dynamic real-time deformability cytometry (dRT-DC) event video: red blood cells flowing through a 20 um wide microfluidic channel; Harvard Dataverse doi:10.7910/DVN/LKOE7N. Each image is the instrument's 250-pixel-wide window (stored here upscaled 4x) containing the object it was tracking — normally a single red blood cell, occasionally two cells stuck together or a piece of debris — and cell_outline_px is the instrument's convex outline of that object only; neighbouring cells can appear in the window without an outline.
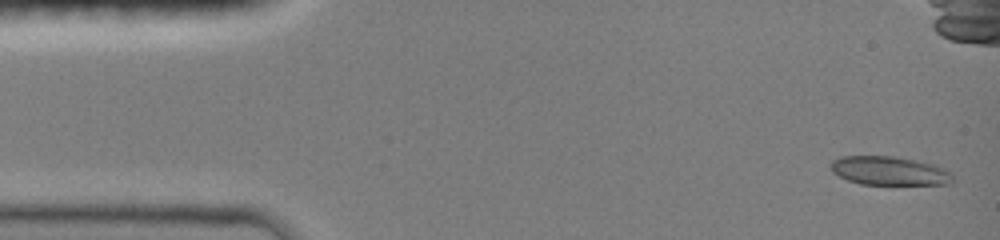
{"species": "common noctule bat (a hibernating species)", "species_latin": "Nyctalus noctula", "temperature_condition": "room temperature", "stored_images_in_passage": 23, "camera_frame_rate_fps": 3000, "um_per_image_px": 0.085, "animal": {"sex": "female", "body_mass_g": 19.0, "forearm_length_mm": 51.5}, "frame": {"image": 1, "passage_image": 1, "time_ms": 0.0, "image_size_px": [1000, 240], "cell_outline_px": [[952, 184], [860, 184], [848, 180], [832, 172], [828, 168], [828, 164], [832, 160], [840, 156], [892, 156], [916, 160], [932, 164], [944, 168], [952, 172]], "centroid_in_image_um": [75.55, 14.51], "position_along_channel_um": 9.5, "area_um2": 20.58}}
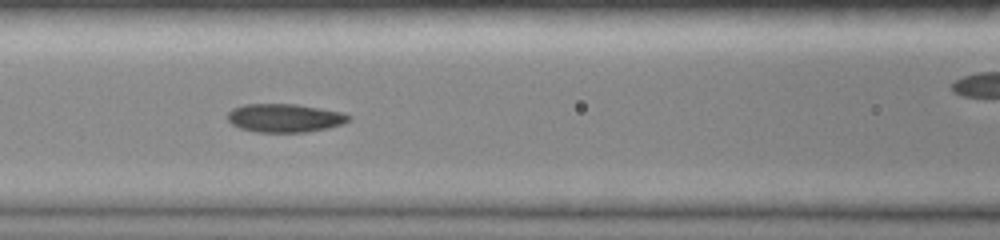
{"frame": {"image": 2, "passage_image": 15, "time_ms": 4.667, "image_size_px": [1000, 240], "cell_outline_px": [[352, 120], [344, 124], [328, 128], [304, 132], [256, 132], [240, 128], [232, 124], [228, 120], [228, 112], [232, 108], [244, 104], [296, 104], [344, 112], [352, 116]], "centroid_in_image_um": [24.25, 10.02], "position_along_channel_um": 142.4, "area_um2": 20.29}}
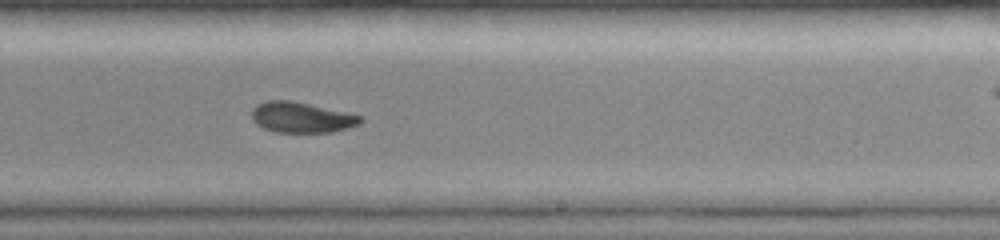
{"frame": {"image": 3, "passage_image": 22, "time_ms": 7.0, "image_size_px": [1000, 240], "cell_outline_px": [[364, 120], [360, 124], [332, 132], [276, 132], [264, 128], [256, 124], [252, 120], [252, 108], [256, 104], [264, 100], [288, 100], [308, 104], [360, 116]], "centroid_in_image_um": [25.56, 9.98], "position_along_channel_um": 263.4, "area_um2": 19.13}}